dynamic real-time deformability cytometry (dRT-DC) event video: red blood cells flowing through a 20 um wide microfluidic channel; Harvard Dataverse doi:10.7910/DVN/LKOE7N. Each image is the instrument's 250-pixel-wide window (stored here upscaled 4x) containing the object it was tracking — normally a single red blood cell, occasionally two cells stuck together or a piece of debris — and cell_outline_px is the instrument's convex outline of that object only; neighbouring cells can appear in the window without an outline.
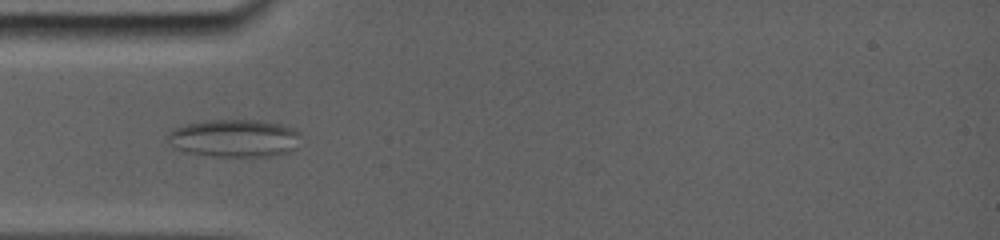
{"species": "common noctule bat (a hibernating species)", "species_latin": "Nyctalus noctula", "temperature_condition": "room temperature", "stored_images_in_passage": 7, "camera_frame_rate_fps": 5000, "um_per_image_px": 0.085, "animal": {"sex": "female", "body_mass_g": 19.0, "forearm_length_mm": 56.7}, "frame": {"image": 1, "passage_image": 6, "time_ms": 2.8, "image_size_px": [1000, 240], "cell_outline_px": [[292, 132], [288, 152], [268, 156], [216, 156], [192, 152], [180, 148], [172, 136], [172, 132], [180, 128], [192, 124], [212, 120], [256, 120], [272, 124], [284, 128]], "centroid_in_image_um": [19.87, 11.76], "position_along_channel_um": 65.1, "area_um2": 26.13}}